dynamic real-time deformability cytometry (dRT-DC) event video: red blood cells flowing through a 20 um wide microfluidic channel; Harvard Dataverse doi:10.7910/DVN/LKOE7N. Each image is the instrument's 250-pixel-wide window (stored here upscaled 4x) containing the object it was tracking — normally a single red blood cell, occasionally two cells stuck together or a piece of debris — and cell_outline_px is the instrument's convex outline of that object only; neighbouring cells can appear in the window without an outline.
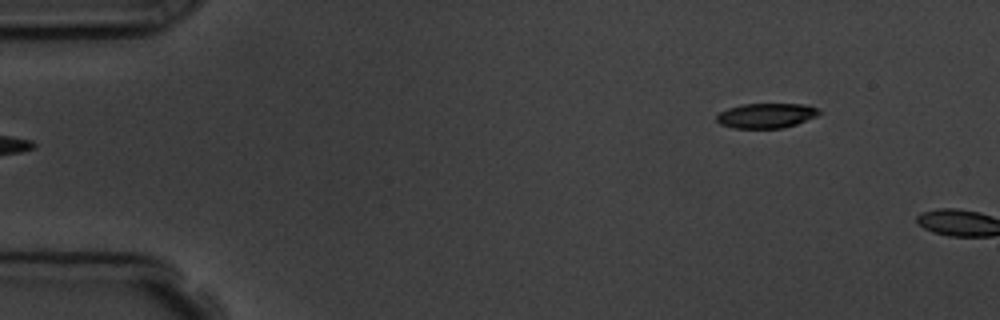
{"species": "common noctule bat (a hibernating species)", "species_latin": "Nyctalus noctula", "temperature_condition": "room temperature", "stored_images_in_passage": 6, "segment_of_instrument_passage": [2, 2], "camera_frame_rate_fps": 3000, "um_per_image_px": 0.085, "animal": {"sex": "male", "body_mass_g": 19.5, "forearm_length_mm": 54.6}, "frame": {"image": 1, "passage_image": 6, "time_ms": 5.667, "image_size_px": [1000, 320], "cell_outline_px": [[824, 112], [816, 116], [796, 124], [784, 128], [732, 128], [720, 124], [716, 120], [716, 116], [720, 112], [728, 108], [744, 104], [804, 104], [816, 108]], "centroid_in_image_um": [65.13, 9.83], "position_along_channel_um": 19.9, "area_um2": 14.85}}